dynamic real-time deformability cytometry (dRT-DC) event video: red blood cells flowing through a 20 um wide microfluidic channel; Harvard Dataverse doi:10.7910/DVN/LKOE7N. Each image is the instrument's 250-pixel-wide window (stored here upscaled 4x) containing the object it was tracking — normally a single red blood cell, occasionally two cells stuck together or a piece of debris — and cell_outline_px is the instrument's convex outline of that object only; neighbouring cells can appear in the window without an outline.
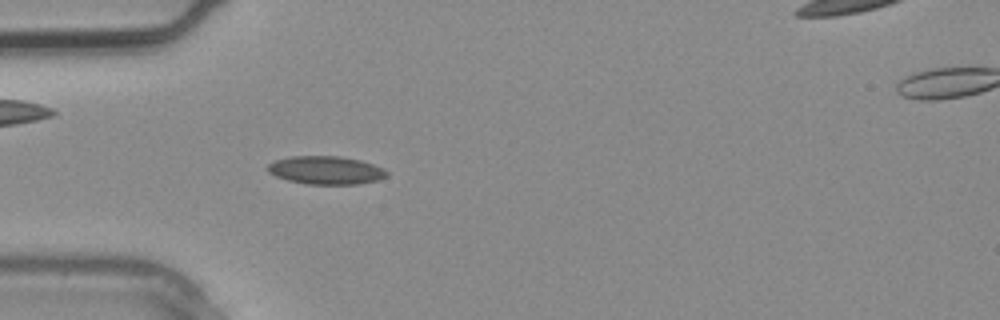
{"species": "common noctule bat (a hibernating species)", "species_latin": "Nyctalus noctula", "temperature_condition": "warm", "stored_images_in_passage": 2, "camera_frame_rate_fps": 3000, "um_per_image_px": 0.085, "animal": {"sex": "male", "body_mass_g": 20.4}, "frame": {"image": 1, "passage_image": 1, "time_ms": 0.0, "image_size_px": [1000, 320], "cell_outline_px": [[388, 176], [376, 180], [356, 184], [308, 184], [288, 180], [276, 176], [268, 172], [268, 164], [276, 160], [292, 156], [340, 156], [360, 160], [384, 168], [388, 172]], "centroid_in_image_um": [27.71, 14.46], "position_along_channel_um": 57.3, "area_um2": 19.42}}